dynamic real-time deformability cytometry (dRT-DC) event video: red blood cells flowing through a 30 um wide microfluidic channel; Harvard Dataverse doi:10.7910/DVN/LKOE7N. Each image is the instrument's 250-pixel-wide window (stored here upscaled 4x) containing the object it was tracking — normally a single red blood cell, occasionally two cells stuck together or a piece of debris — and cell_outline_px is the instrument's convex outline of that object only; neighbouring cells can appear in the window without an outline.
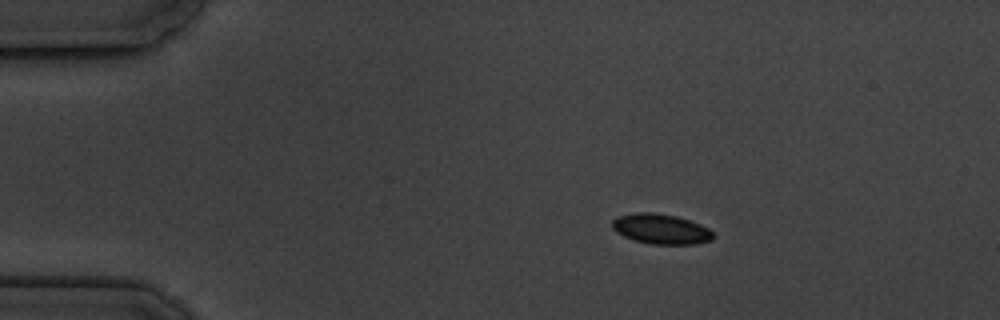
{"species": "common noctule bat (a hibernating species)", "species_latin": "Nyctalus noctula", "temperature_condition": "cold", "stored_images_in_passage": 3, "camera_frame_rate_fps": 3000, "um_per_image_px": 0.085, "animal": {"sex": "male", "body_mass_g": 19.5, "forearm_length_mm": 54.6}, "frame": {"image": 1, "passage_image": 1, "time_ms": 0.0, "image_size_px": [1000, 320], "cell_outline_px": [[716, 236], [712, 240], [696, 244], [648, 244], [632, 240], [616, 232], [612, 228], [612, 220], [616, 216], [636, 212], [652, 212], [676, 216], [700, 224], [708, 228]], "centroid_in_image_um": [56.16, 19.47], "position_along_channel_um": 28.8, "area_um2": 17.92}}